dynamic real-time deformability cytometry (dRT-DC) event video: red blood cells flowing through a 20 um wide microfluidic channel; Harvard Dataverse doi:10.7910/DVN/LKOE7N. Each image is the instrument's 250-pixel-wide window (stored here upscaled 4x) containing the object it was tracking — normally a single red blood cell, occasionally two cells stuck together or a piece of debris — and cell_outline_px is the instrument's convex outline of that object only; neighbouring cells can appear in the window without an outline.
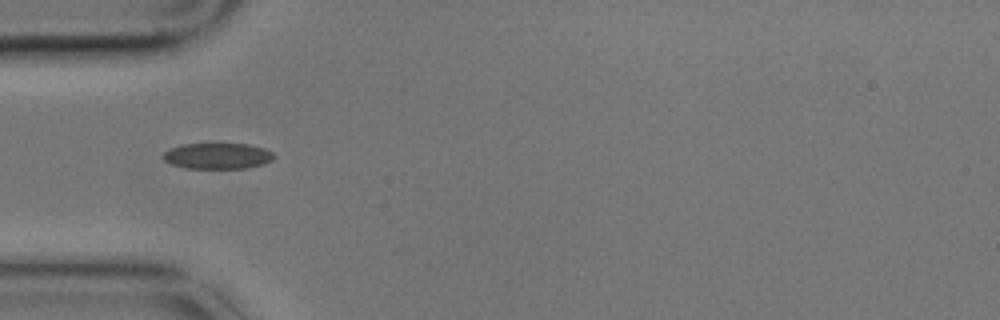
{"species": "common noctule bat (a hibernating species)", "species_latin": "Nyctalus noctula", "temperature_condition": "cold", "stored_images_in_passage": 3, "camera_frame_rate_fps": 3000, "um_per_image_px": 0.085, "animal": {"sex": "male", "body_mass_g": 17.9}, "frame": {"image": 1, "passage_image": 1, "time_ms": 0.0, "image_size_px": [1000, 320], "cell_outline_px": [[276, 156], [272, 160], [264, 164], [244, 168], [188, 168], [172, 164], [164, 160], [164, 152], [172, 148], [184, 144], [248, 144], [264, 148], [272, 152]], "centroid_in_image_um": [18.54, 13.25], "position_along_channel_um": 66.5, "area_um2": 16.53}}
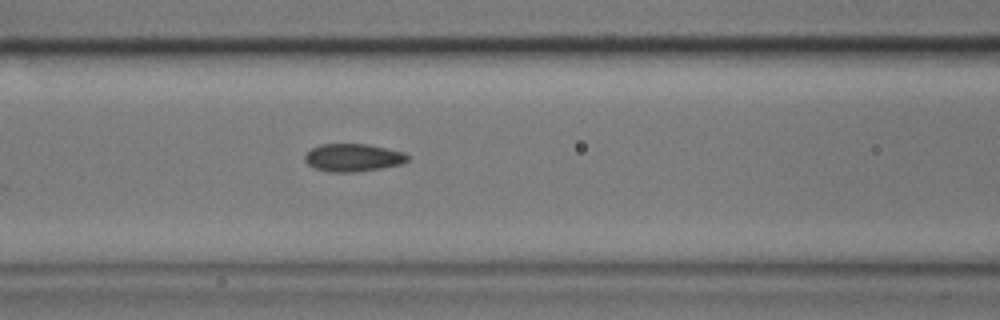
{"frame": {"image": 2, "passage_image": 3, "time_ms": 0.667, "image_size_px": [1000, 320], "cell_outline_px": [[408, 160], [400, 164], [380, 168], [356, 172], [328, 172], [316, 168], [308, 164], [304, 160], [304, 156], [312, 148], [320, 144], [368, 144], [404, 152], [408, 156]], "centroid_in_image_um": [29.99, 13.39], "position_along_channel_um": 136.6, "area_um2": 16.53}}